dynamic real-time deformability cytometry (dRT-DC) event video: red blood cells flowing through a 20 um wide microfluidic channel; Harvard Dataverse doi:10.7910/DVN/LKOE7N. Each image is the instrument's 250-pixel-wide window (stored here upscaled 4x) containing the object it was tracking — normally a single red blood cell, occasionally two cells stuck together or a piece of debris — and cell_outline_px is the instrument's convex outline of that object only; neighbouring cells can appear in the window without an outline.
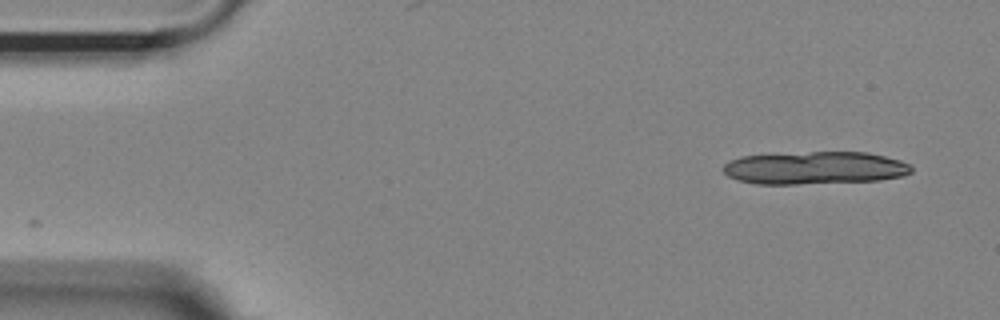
{"species": "Egyptian fruit bat (a non-hibernating species)", "species_latin": "Rousettus aegyptiacus", "temperature_condition": "room temperature", "stored_images_in_passage": 11, "camera_frame_rate_fps": 3000, "um_per_image_px": 0.085, "animal": {"sex": "female"}, "frame": {"image": 1, "passage_image": 1, "time_ms": 0.0, "image_size_px": [1000, 320], "cell_outline_px": [[912, 172], [904, 176], [880, 180], [796, 184], [756, 184], [740, 180], [728, 176], [724, 172], [724, 164], [728, 160], [740, 156], [812, 152], [868, 152], [900, 160], [908, 164], [912, 168]], "centroid_in_image_um": [69.27, 14.27], "position_along_channel_um": 15.7, "area_um2": 35.84}}